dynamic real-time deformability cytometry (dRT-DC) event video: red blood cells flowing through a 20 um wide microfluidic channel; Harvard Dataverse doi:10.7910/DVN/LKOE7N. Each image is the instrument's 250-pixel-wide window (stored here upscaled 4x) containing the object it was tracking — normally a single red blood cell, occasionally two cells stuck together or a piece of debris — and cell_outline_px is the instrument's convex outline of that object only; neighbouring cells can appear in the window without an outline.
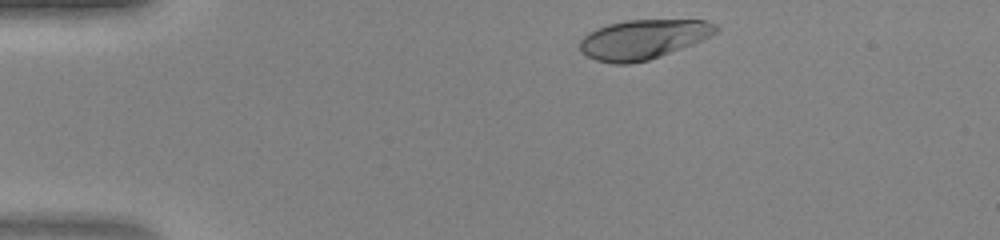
{"species": "human", "species_latin": "Homo sapiens", "temperature_condition": "warm", "stored_images_in_passage": 34, "camera_frame_rate_fps": 3000, "um_per_image_px": 0.085, "donor": {"sex": "female"}, "frame": {"image": 1, "passage_image": 2, "time_ms": 0.333, "image_size_px": [1000, 240], "cell_outline_px": [[720, 28], [716, 32], [700, 40], [660, 56], [648, 60], [628, 64], [612, 64], [596, 60], [580, 52], [580, 40], [588, 32], [608, 24], [628, 20], [704, 20], [716, 24]], "centroid_in_image_um": [54.62, 3.34], "position_along_channel_um": 30.4, "area_um2": 30.98}}
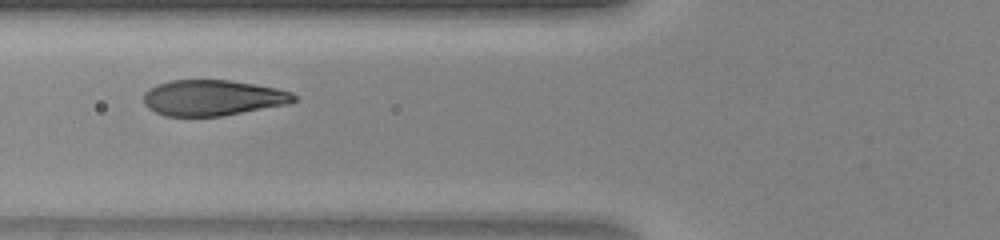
{"frame": {"image": 2, "passage_image": 12, "time_ms": 3.667, "image_size_px": [1000, 240], "cell_outline_px": [[296, 100], [288, 104], [224, 116], [164, 116], [148, 108], [144, 104], [144, 92], [160, 84], [172, 80], [228, 80], [276, 88], [292, 92], [296, 96]], "centroid_in_image_um": [18.09, 8.32], "position_along_channel_um": 107.7, "area_um2": 31.15}}
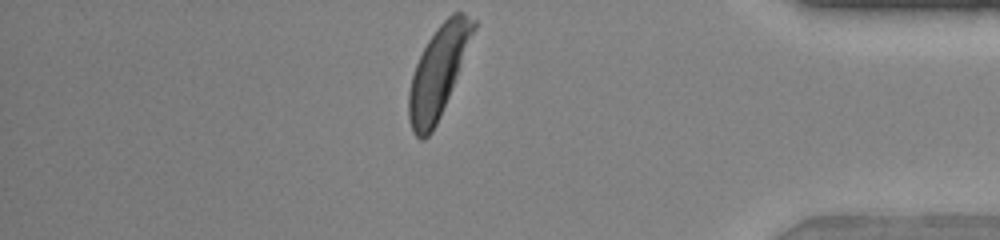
{"frame": {"image": 3, "passage_image": 34, "time_ms": 11.0, "image_size_px": [1000, 240], "cell_outline_px": [[476, 28], [440, 116], [432, 132], [424, 140], [420, 140], [412, 132], [408, 116], [408, 92], [412, 76], [416, 64], [428, 40], [436, 28], [452, 12], [464, 12], [476, 20]], "centroid_in_image_um": [37.23, 6.1], "position_along_channel_um": 398.0, "area_um2": 33.58}}